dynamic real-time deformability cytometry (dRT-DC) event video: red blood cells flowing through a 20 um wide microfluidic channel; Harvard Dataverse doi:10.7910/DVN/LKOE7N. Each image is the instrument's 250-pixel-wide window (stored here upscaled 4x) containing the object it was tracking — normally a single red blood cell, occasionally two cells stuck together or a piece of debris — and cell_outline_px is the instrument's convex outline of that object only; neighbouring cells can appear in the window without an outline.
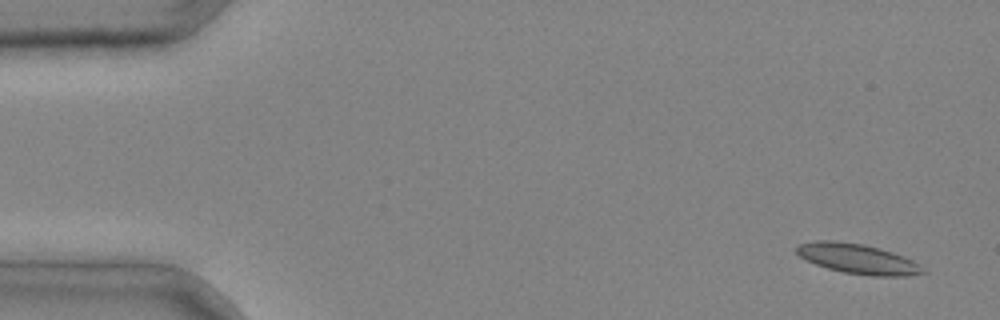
{"species": "common noctule bat (a hibernating species)", "species_latin": "Nyctalus noctula", "temperature_condition": "cold", "stored_images_in_passage": 4, "camera_frame_rate_fps": 3000, "um_per_image_px": 0.085, "animal": {"sex": "male", "body_mass_g": 20.4}, "frame": {"image": 1, "passage_image": 1, "time_ms": 0.0, "image_size_px": [1000, 320], "cell_outline_px": [[928, 272], [908, 276], [872, 276], [844, 272], [828, 268], [816, 264], [800, 256], [796, 252], [796, 248], [800, 244], [816, 240], [836, 240], [864, 244], [880, 248], [904, 256], [912, 260]], "centroid_in_image_um": [72.93, 21.99], "position_along_channel_um": 12.1, "area_um2": 21.96}}